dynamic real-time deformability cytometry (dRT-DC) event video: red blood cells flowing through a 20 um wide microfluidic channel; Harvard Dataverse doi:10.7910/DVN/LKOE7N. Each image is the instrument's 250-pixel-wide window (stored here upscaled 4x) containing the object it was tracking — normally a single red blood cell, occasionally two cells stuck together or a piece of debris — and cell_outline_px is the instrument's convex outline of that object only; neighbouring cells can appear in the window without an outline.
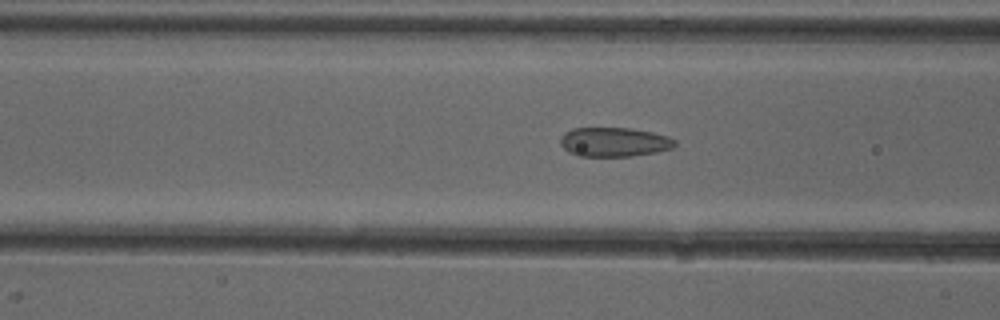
{"species": "common noctule bat (a hibernating species)", "species_latin": "Nyctalus noctula", "temperature_condition": "cold", "stored_images_in_passage": 41, "camera_frame_rate_fps": 3000, "um_per_image_px": 0.085, "animal": {"sex": "female"}, "frame": {"image": 1, "passage_image": 14, "time_ms": 4.333, "image_size_px": [1000, 320], "cell_outline_px": [[676, 144], [672, 148], [656, 152], [632, 156], [580, 156], [568, 152], [560, 144], [560, 136], [564, 132], [572, 128], [628, 128], [652, 132], [668, 136], [676, 140]], "centroid_in_image_um": [52.18, 12.07], "position_along_channel_um": 114.4, "area_um2": 19.59}}
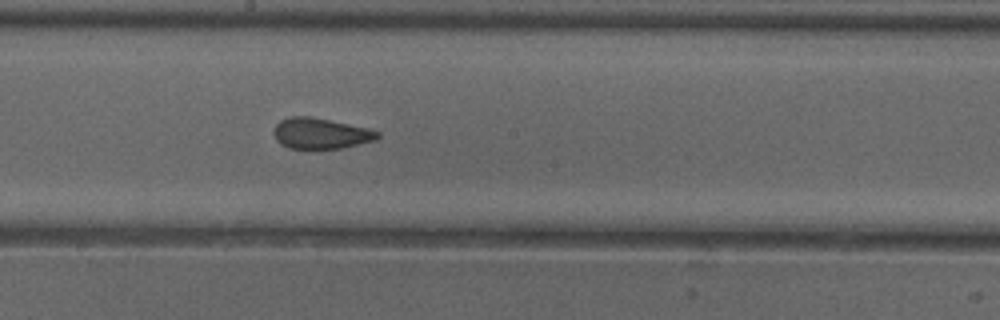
{"frame": {"image": 2, "passage_image": 22, "time_ms": 7.0, "image_size_px": [1000, 320], "cell_outline_px": [[380, 136], [376, 140], [340, 148], [288, 148], [280, 144], [276, 140], [272, 132], [276, 124], [280, 120], [288, 116], [312, 116], [372, 128], [380, 132]], "centroid_in_image_um": [27.26, 11.32], "position_along_channel_um": 220.9, "area_um2": 18.96}}
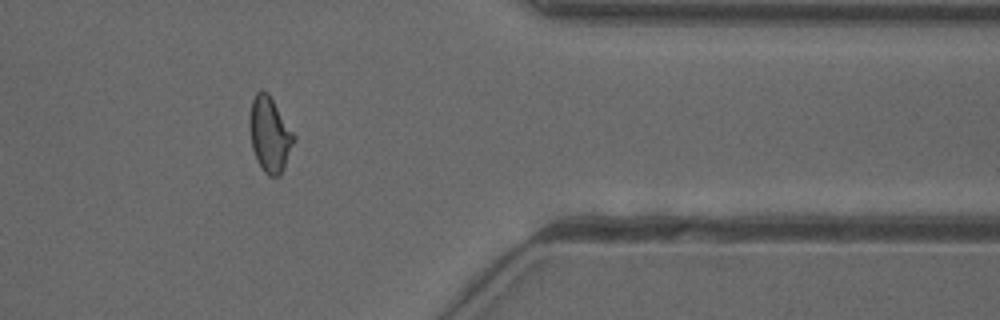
{"frame": {"image": 3, "passage_image": 36, "time_ms": 11.667, "image_size_px": [1000, 320], "cell_outline_px": [[296, 140], [284, 168], [280, 176], [268, 176], [264, 172], [256, 160], [252, 148], [248, 124], [248, 120], [252, 100], [256, 92], [260, 88], [268, 92], [296, 136]], "centroid_in_image_um": [22.92, 11.42], "position_along_channel_um": 388.5, "area_um2": 19.77}, "authors_computed_cell_mechanics": {"area_um2": 19.5942, "velocity_mm_per_s": 3.9759, "shape_relaxation_time_tau1_ms": null, "shape_relaxation_time_tau2_ms": 1.3678, "deformation_change_tau1": null, "deformation_change_tau2": 0.0829}}